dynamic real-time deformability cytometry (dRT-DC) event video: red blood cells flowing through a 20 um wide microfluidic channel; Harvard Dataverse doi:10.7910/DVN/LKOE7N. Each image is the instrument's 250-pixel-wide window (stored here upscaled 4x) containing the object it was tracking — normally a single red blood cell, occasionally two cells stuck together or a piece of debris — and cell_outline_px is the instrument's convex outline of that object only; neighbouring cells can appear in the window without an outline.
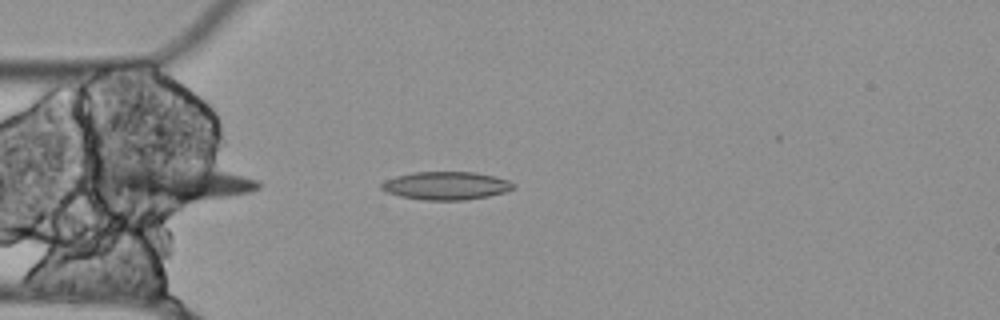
{"species": "Egyptian fruit bat (a non-hibernating species)", "species_latin": "Rousettus aegyptiacus", "temperature_condition": "cold", "stored_images_in_passage": 6, "camera_frame_rate_fps": 3000, "um_per_image_px": 0.085, "animal": {"sex": "female"}, "frame": {"image": 1, "passage_image": 2, "time_ms": 0.333, "image_size_px": [1000, 320], "cell_outline_px": [[516, 188], [504, 192], [488, 196], [464, 200], [424, 200], [400, 196], [388, 192], [380, 188], [380, 184], [384, 180], [396, 176], [412, 172], [472, 172], [492, 176], [508, 180], [516, 184]], "centroid_in_image_um": [37.91, 15.78], "position_along_channel_um": 47.1, "area_um2": 21.56}}
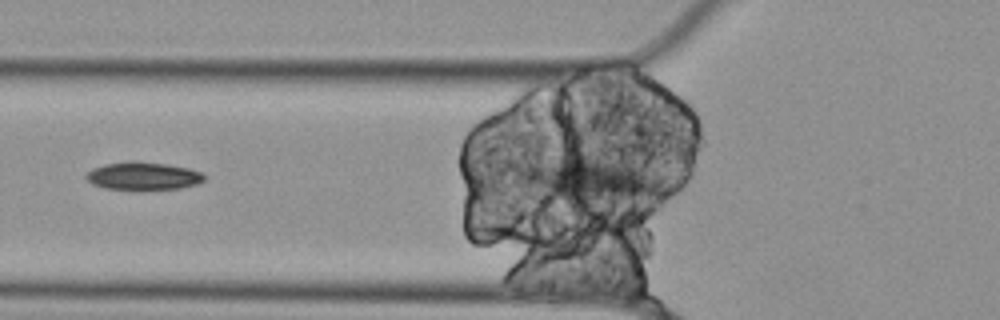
{"frame": {"image": 2, "passage_image": 5, "time_ms": 1.333, "image_size_px": [1000, 320], "cell_outline_px": [[204, 180], [196, 184], [180, 188], [104, 188], [92, 184], [84, 176], [92, 168], [104, 164], [128, 160], [136, 160], [164, 164], [188, 168], [200, 172], [204, 176]], "centroid_in_image_um": [12.12, 14.92], "position_along_channel_um": 113.7, "area_um2": 18.79}}